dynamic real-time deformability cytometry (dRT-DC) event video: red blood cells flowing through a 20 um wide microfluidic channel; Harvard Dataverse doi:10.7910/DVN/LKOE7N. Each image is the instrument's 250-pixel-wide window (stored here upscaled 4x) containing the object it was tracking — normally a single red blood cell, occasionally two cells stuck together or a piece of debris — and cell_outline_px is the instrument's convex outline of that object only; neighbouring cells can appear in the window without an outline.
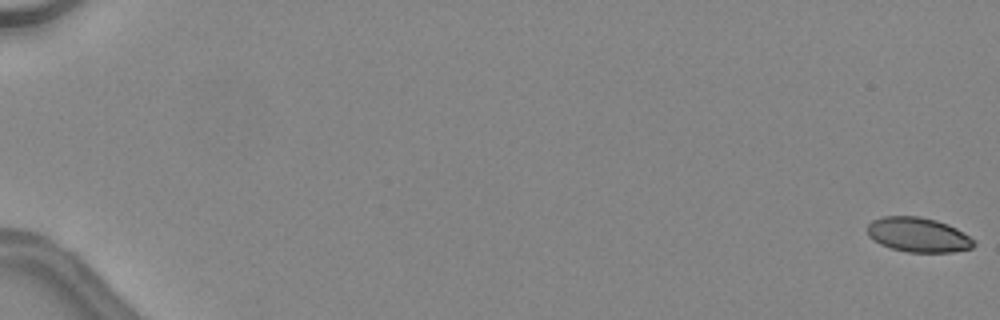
{"species": "common noctule bat (a hibernating species)", "species_latin": "Nyctalus noctula", "temperature_condition": "warm", "stored_images_in_passage": 18, "camera_frame_rate_fps": 3000, "um_per_image_px": 0.085, "animal": {"sex": "female", "body_mass_g": 24.6, "forearm_length_mm": 56.2}, "frame": {"image": 1, "passage_image": 1, "time_ms": 0.0, "image_size_px": [1000, 320], "cell_outline_px": [[976, 244], [972, 248], [952, 252], [908, 252], [892, 248], [880, 244], [872, 240], [868, 236], [868, 224], [872, 220], [884, 216], [920, 216], [936, 220], [948, 224], [956, 228], [976, 240]], "centroid_in_image_um": [78.06, 19.95], "position_along_channel_um": 6.9, "area_um2": 21.62}}
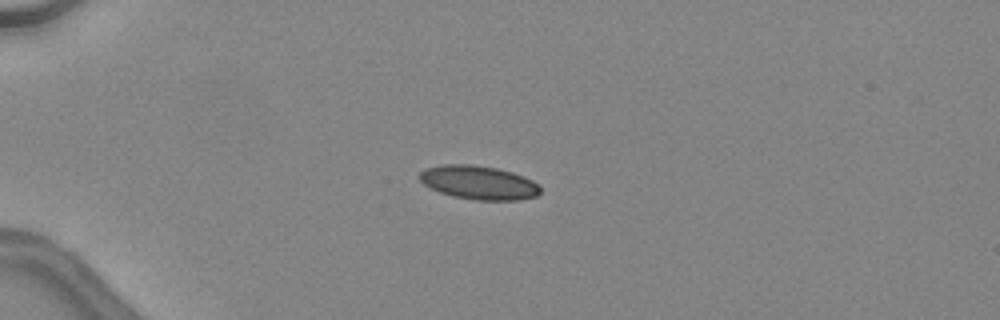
{"frame": {"image": 2, "passage_image": 15, "time_ms": 4.667, "image_size_px": [1000, 320], "cell_outline_px": [[540, 192], [536, 196], [520, 200], [476, 200], [452, 196], [440, 192], [424, 184], [420, 180], [420, 172], [424, 168], [444, 164], [472, 164], [496, 168], [512, 172], [524, 176], [532, 180], [540, 188]], "centroid_in_image_um": [40.69, 15.51], "position_along_channel_um": 44.3, "area_um2": 23.7}}